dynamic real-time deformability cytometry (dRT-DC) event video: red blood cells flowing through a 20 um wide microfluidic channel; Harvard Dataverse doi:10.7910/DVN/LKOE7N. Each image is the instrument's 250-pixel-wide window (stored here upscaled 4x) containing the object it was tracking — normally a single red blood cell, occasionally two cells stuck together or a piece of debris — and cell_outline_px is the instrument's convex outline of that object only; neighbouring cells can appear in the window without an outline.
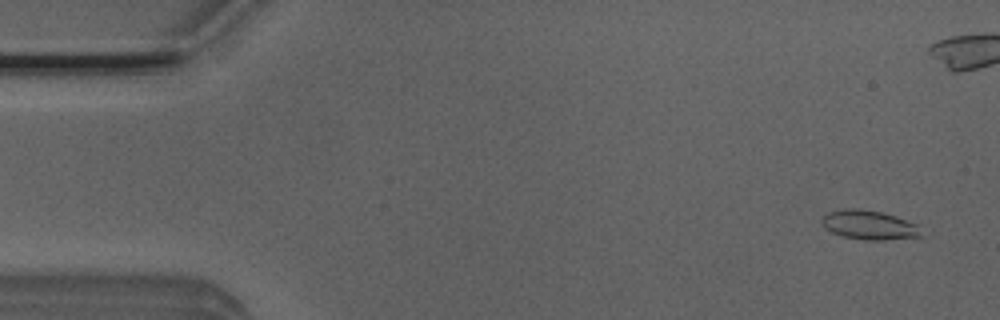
{"species": "Egyptian fruit bat (a non-hibernating species)", "species_latin": "Rousettus aegyptiacus", "temperature_condition": "room temperature", "stored_images_in_passage": 15, "camera_frame_rate_fps": 3000, "um_per_image_px": 0.085, "animal": {"sex": "male"}, "frame": {"image": 1, "passage_image": 1, "time_ms": 0.0, "image_size_px": [1000, 320], "cell_outline_px": [[924, 236], [884, 240], [864, 240], [844, 236], [832, 232], [824, 228], [820, 224], [820, 220], [828, 212], [844, 208], [860, 208], [880, 212], [896, 216], [916, 224]], "centroid_in_image_um": [73.84, 19.12], "position_along_channel_um": 11.2, "area_um2": 16.99}}
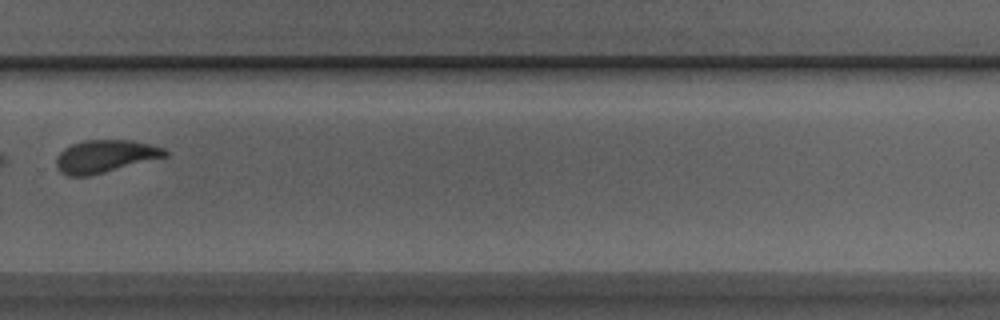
{"frame": {"image": 2, "passage_image": 11, "time_ms": 3.333, "image_size_px": [1000, 320], "cell_outline_px": [[168, 156], [88, 176], [68, 176], [60, 172], [56, 168], [56, 156], [64, 148], [72, 144], [84, 140], [132, 140], [152, 144], [164, 148], [168, 152]], "centroid_in_image_um": [8.92, 13.28], "position_along_channel_um": 320.9, "area_um2": 20.75}}
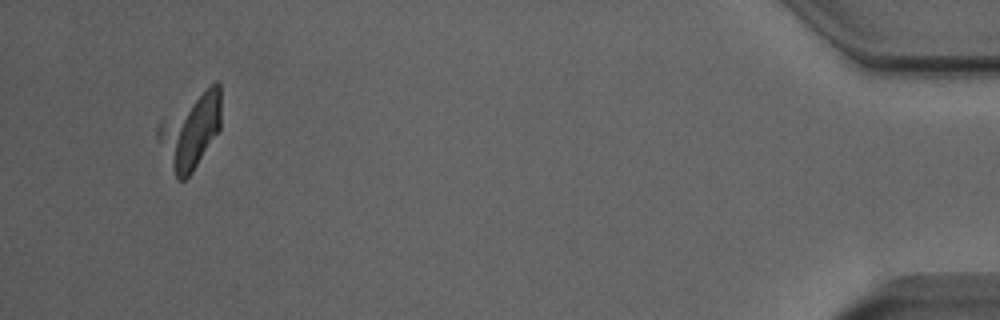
{"frame": {"image": 3, "passage_image": 15, "time_ms": 4.667, "image_size_px": [1000, 320], "cell_outline_px": [[220, 128], [192, 172], [184, 180], [176, 180], [156, 136], [156, 128], [160, 120], [216, 80], [220, 84]], "centroid_in_image_um": [16.17, 11.1], "position_along_channel_um": 419.0, "area_um2": 27.34}}